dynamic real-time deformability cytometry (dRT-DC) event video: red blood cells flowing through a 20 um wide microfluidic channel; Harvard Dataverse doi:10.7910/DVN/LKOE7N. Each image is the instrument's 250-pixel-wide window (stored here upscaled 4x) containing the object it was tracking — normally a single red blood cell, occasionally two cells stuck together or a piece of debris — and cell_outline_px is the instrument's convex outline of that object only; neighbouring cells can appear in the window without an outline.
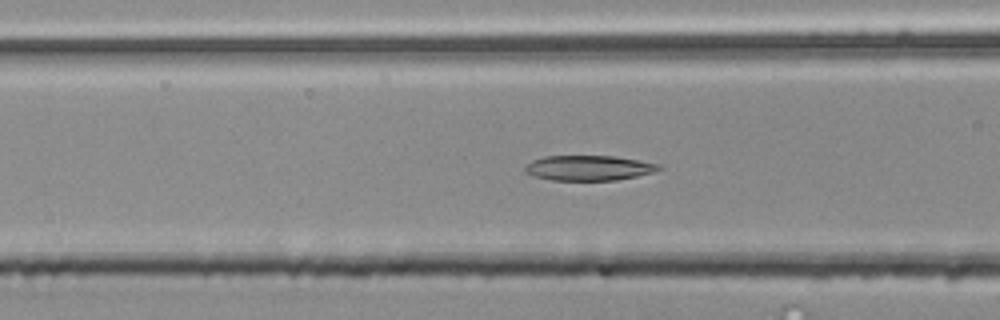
{"species": "common noctule bat (a hibernating species)", "species_latin": "Nyctalus noctula", "temperature_condition": "room temperature", "stored_images_in_passage": 55, "camera_frame_rate_fps": 3000, "um_per_image_px": 0.085, "animal": {"sex": "male", "body_mass_g": 20.4}, "frame": {"image": 1, "passage_image": 22, "time_ms": 7.0, "image_size_px": [1000, 320], "cell_outline_px": [[664, 168], [656, 172], [616, 180], [552, 180], [536, 176], [524, 172], [524, 168], [532, 160], [544, 156], [616, 156], [660, 164]], "centroid_in_image_um": [50.09, 14.27], "position_along_channel_um": 116.5, "area_um2": 19.59}}
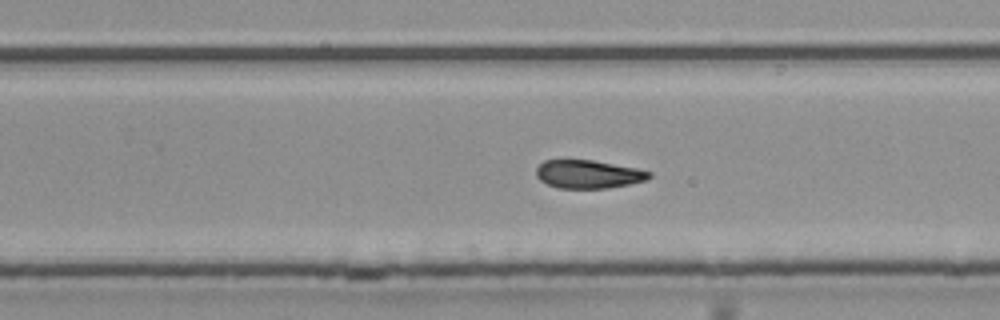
{"frame": {"image": 2, "passage_image": 35, "time_ms": 11.333, "image_size_px": [1000, 320], "cell_outline_px": [[652, 176], [644, 180], [628, 184], [608, 188], [560, 188], [548, 184], [540, 180], [536, 176], [536, 168], [544, 160], [592, 160], [636, 168], [652, 172]], "centroid_in_image_um": [49.99, 14.8], "position_along_channel_um": 279.8, "area_um2": 18.44}}
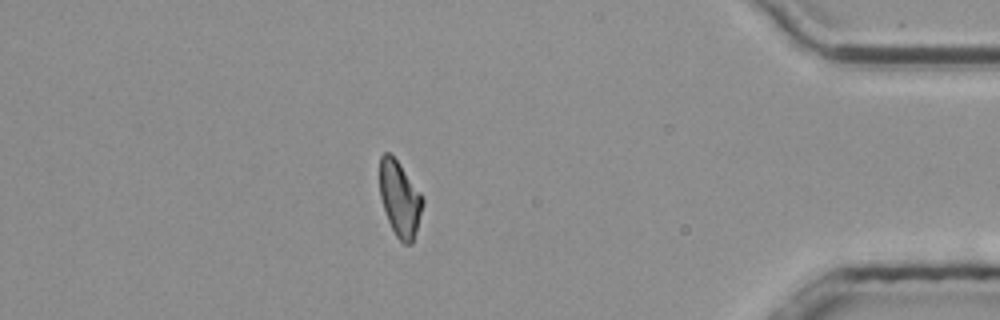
{"frame": {"image": 3, "passage_image": 48, "time_ms": 15.667, "image_size_px": [1000, 320], "cell_outline_px": [[424, 204], [412, 244], [404, 244], [396, 236], [388, 220], [380, 196], [380, 156], [384, 152], [388, 152], [396, 160], [424, 196]], "centroid_in_image_um": [34.0, 16.91], "position_along_channel_um": 401.2, "area_um2": 18.73}, "authors_computed_cell_mechanics": {"area_um2": 19.8832, "velocity_mm_per_s": 3.7688, "shape_relaxation_time_tau1_ms": 5.234, "shape_relaxation_time_tau2_ms": 4.786, "deformation_change_tau1": 0.153, "deformation_change_tau2": 0.1136}}